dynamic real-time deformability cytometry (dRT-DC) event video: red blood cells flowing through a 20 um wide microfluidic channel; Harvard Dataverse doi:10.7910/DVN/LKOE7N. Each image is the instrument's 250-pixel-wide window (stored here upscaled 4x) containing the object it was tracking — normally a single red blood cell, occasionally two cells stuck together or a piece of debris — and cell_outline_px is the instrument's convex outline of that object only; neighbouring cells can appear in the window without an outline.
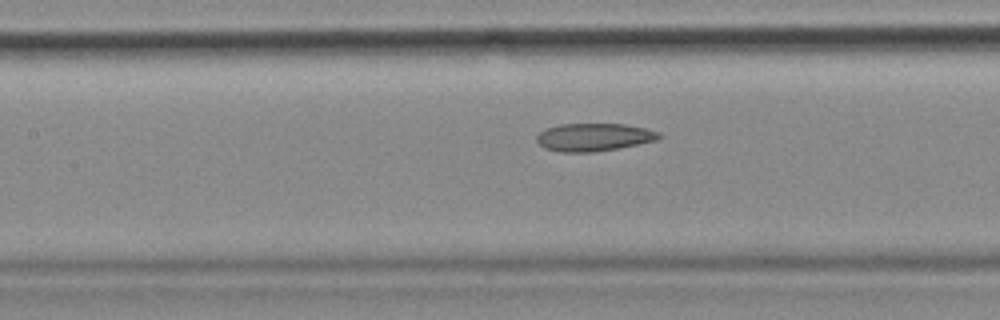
{"species": "common noctule bat (a hibernating species)", "species_latin": "Nyctalus noctula", "temperature_condition": "cold", "stored_images_in_passage": 55, "camera_frame_rate_fps": 3000, "um_per_image_px": 0.085, "animal": {"sex": "female", "body_mass_g": 18.4}, "frame": {"image": 1, "passage_image": 24, "time_ms": 7.667, "image_size_px": [1000, 320], "cell_outline_px": [[660, 136], [656, 140], [620, 148], [592, 152], [560, 152], [544, 148], [536, 140], [536, 136], [540, 132], [548, 128], [560, 124], [624, 124], [648, 128], [660, 132]], "centroid_in_image_um": [50.49, 11.66], "position_along_channel_um": 156.9, "area_um2": 19.83}}